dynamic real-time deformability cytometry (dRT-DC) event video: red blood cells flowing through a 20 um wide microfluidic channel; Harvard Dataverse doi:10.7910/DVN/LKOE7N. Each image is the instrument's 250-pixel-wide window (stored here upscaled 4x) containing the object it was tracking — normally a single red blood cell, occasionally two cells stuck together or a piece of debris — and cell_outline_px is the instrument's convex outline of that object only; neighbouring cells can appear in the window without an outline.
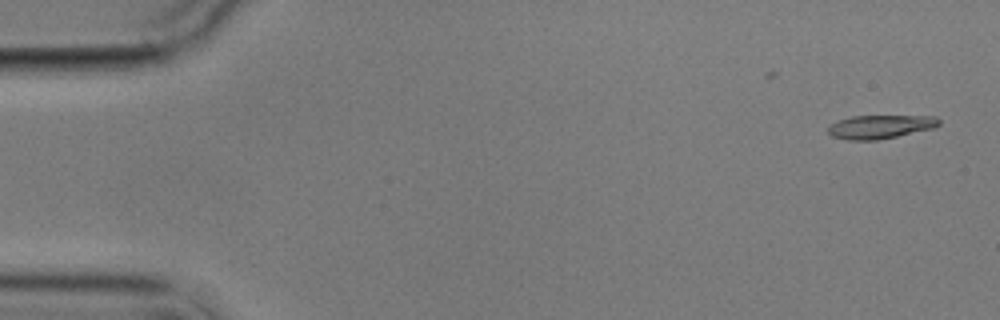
{"species": "common noctule bat (a hibernating species)", "species_latin": "Nyctalus noctula", "temperature_condition": "cold", "stored_images_in_passage": 6, "camera_frame_rate_fps": 3000, "um_per_image_px": 0.085, "animal": {"sex": "male", "body_mass_g": 17.9}, "frame": {"image": 1, "passage_image": 1, "time_ms": 0.0, "image_size_px": [1000, 320], "cell_outline_px": [[940, 124], [932, 128], [896, 136], [876, 140], [848, 140], [832, 136], [828, 132], [828, 128], [832, 124], [840, 120], [852, 116], [936, 116], [940, 120]], "centroid_in_image_um": [74.82, 10.77], "position_along_channel_um": 10.2, "area_um2": 14.97}}
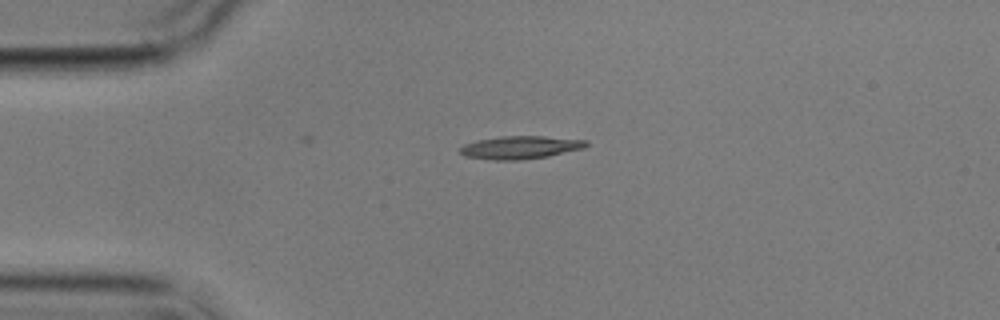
{"frame": {"image": 2, "passage_image": 4, "time_ms": 3.667, "image_size_px": [1000, 320], "cell_outline_px": [[588, 144], [584, 148], [548, 156], [520, 160], [496, 160], [464, 156], [460, 152], [460, 148], [464, 144], [476, 140], [500, 136], [544, 136], [588, 140]], "centroid_in_image_um": [44.23, 12.52], "position_along_channel_um": 40.8, "area_um2": 16.88}}
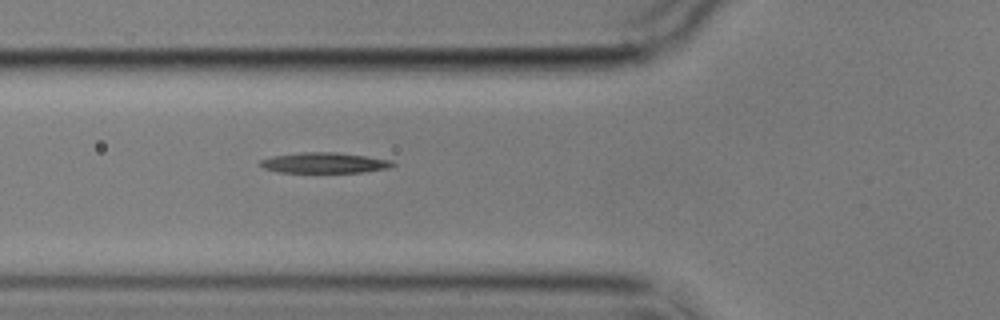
{"frame": {"image": 3, "passage_image": 6, "time_ms": 6.0, "image_size_px": [1000, 320], "cell_outline_px": [[396, 164], [388, 168], [360, 172], [276, 172], [264, 168], [256, 164], [260, 160], [272, 156], [300, 152], [336, 152], [392, 160]], "centroid_in_image_um": [27.5, 13.83], "position_along_channel_um": 98.3, "area_um2": 15.84}}